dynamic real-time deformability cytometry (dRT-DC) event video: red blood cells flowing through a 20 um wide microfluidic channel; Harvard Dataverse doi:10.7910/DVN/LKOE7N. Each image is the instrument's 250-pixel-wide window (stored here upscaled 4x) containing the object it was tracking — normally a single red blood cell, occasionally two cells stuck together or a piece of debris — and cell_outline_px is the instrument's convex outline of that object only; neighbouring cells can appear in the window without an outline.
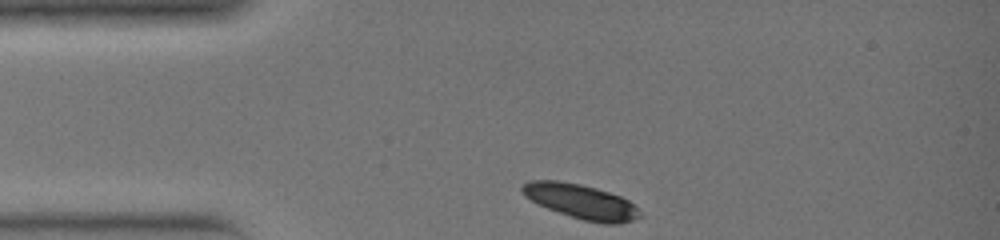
{"species": "common noctule bat (a hibernating species)", "species_latin": "Nyctalus noctula", "temperature_condition": "warm", "stored_images_in_passage": 25, "camera_frame_rate_fps": 3000, "um_per_image_px": 0.085, "animal": {"sex": "female", "body_mass_g": 19.0, "forearm_length_mm": 51.5}, "frame": {"image": 1, "passage_image": 1, "time_ms": 0.0, "image_size_px": [1000, 240], "cell_outline_px": [[644, 216], [620, 224], [604, 224], [584, 220], [548, 208], [524, 196], [520, 188], [528, 180], [560, 180], [580, 184], [596, 188], [620, 196], [628, 200]], "centroid_in_image_um": [49.4, 17.12], "position_along_channel_um": 35.6, "area_um2": 23.52}}
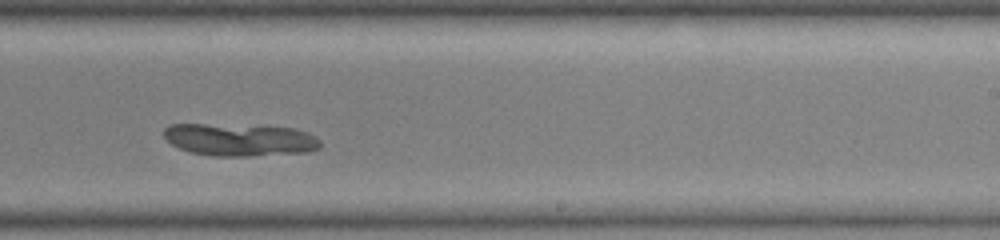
{"frame": {"image": 2, "passage_image": 16, "time_ms": 5.0, "image_size_px": [1000, 240], "cell_outline_px": [[320, 148], [308, 152], [252, 156], [212, 156], [188, 152], [172, 144], [164, 136], [164, 128], [168, 124], [204, 124], [296, 128], [308, 132], [316, 136], [320, 140]], "centroid_in_image_um": [20.39, 11.89], "position_along_channel_um": 268.6, "area_um2": 29.65}}
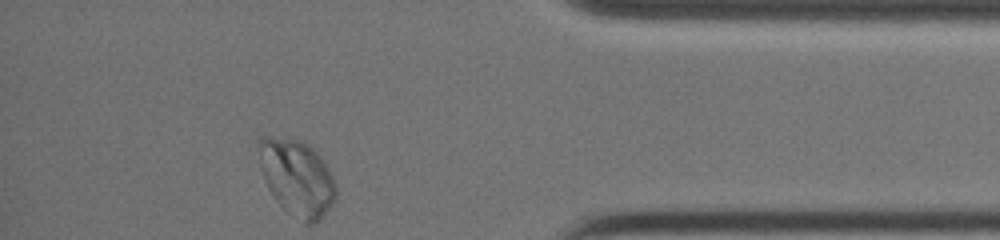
{"frame": {"image": 3, "passage_image": 25, "time_ms": 8.0, "image_size_px": [1000, 240], "cell_outline_px": [[336, 200], [320, 220], [316, 224], [304, 224], [288, 212], [272, 196], [264, 180], [260, 164], [260, 140], [264, 136], [272, 136], [296, 140], [312, 148], [320, 156], [328, 168], [332, 176], [336, 188]], "centroid_in_image_um": [25.26, 15.16], "position_along_channel_um": 409.9, "area_um2": 33.93}}